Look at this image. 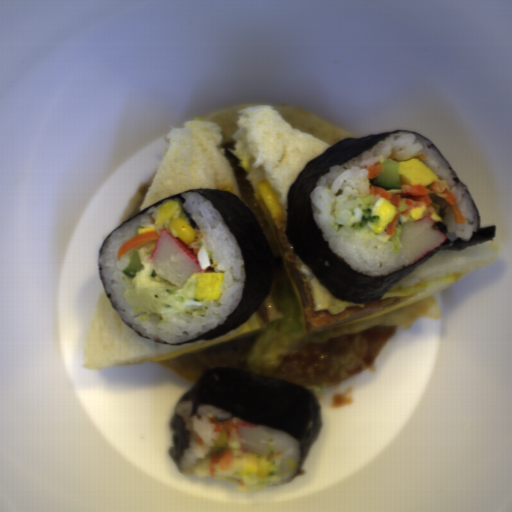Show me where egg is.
Masks as SVG:
<instances>
[{"label":"egg","instance_id":"1","mask_svg":"<svg viewBox=\"0 0 512 512\" xmlns=\"http://www.w3.org/2000/svg\"><path fill=\"white\" fill-rule=\"evenodd\" d=\"M241 162L276 233L293 251L286 228L287 209L281 205L271 181L262 169L254 168L255 160L242 157Z\"/></svg>","mask_w":512,"mask_h":512},{"label":"egg","instance_id":"2","mask_svg":"<svg viewBox=\"0 0 512 512\" xmlns=\"http://www.w3.org/2000/svg\"><path fill=\"white\" fill-rule=\"evenodd\" d=\"M463 274L464 273H461V274H457V275H453V276H449V277H445V278H441V279H437V280H433V281H428V282H424V283H419V284H415V285H410V286H406V287H395L394 286L389 291H387L381 299L388 297V296L405 295V294H412V293H417V294H415L411 298H409L405 301H402L396 305H393V306L385 308L383 310L360 317L358 319L346 322V323L338 325V326H348V325H352L355 323H359V322H363L366 320L381 317V316H384L391 312H394L396 310H399V309H402L409 305H412L414 303L434 297L438 293L444 291L445 289L449 288L453 284L460 281Z\"/></svg>","mask_w":512,"mask_h":512},{"label":"egg","instance_id":"3","mask_svg":"<svg viewBox=\"0 0 512 512\" xmlns=\"http://www.w3.org/2000/svg\"><path fill=\"white\" fill-rule=\"evenodd\" d=\"M296 262L298 264L301 275L310 291L315 310L333 316L344 312L349 307H360L370 303H351L337 300L318 281L310 269L301 262L298 256L296 258Z\"/></svg>","mask_w":512,"mask_h":512},{"label":"egg","instance_id":"4","mask_svg":"<svg viewBox=\"0 0 512 512\" xmlns=\"http://www.w3.org/2000/svg\"><path fill=\"white\" fill-rule=\"evenodd\" d=\"M260 326L256 313L244 324L237 327L228 334L216 338L214 340H201L192 343L191 345L178 349L172 352L161 354L155 357L148 358L152 363H161L170 360H175L187 355H191L218 345H222L231 341H234L254 330H257Z\"/></svg>","mask_w":512,"mask_h":512},{"label":"egg","instance_id":"5","mask_svg":"<svg viewBox=\"0 0 512 512\" xmlns=\"http://www.w3.org/2000/svg\"><path fill=\"white\" fill-rule=\"evenodd\" d=\"M399 163V176L407 184L428 187L441 180L425 163L417 158Z\"/></svg>","mask_w":512,"mask_h":512},{"label":"egg","instance_id":"6","mask_svg":"<svg viewBox=\"0 0 512 512\" xmlns=\"http://www.w3.org/2000/svg\"><path fill=\"white\" fill-rule=\"evenodd\" d=\"M225 272L198 273L193 299L199 301H216L222 295Z\"/></svg>","mask_w":512,"mask_h":512},{"label":"egg","instance_id":"7","mask_svg":"<svg viewBox=\"0 0 512 512\" xmlns=\"http://www.w3.org/2000/svg\"><path fill=\"white\" fill-rule=\"evenodd\" d=\"M182 215V206L180 202L175 200H168L164 204H162L155 217L152 226L147 228L137 229V235L146 232H157L160 235L161 230L167 229L170 231L169 227L174 218L181 217ZM171 232V231H170Z\"/></svg>","mask_w":512,"mask_h":512},{"label":"egg","instance_id":"8","mask_svg":"<svg viewBox=\"0 0 512 512\" xmlns=\"http://www.w3.org/2000/svg\"><path fill=\"white\" fill-rule=\"evenodd\" d=\"M371 212L372 215H379V220L373 223L368 221L366 225L377 235L387 229L396 217L398 210L393 203L382 197L374 203Z\"/></svg>","mask_w":512,"mask_h":512},{"label":"egg","instance_id":"9","mask_svg":"<svg viewBox=\"0 0 512 512\" xmlns=\"http://www.w3.org/2000/svg\"><path fill=\"white\" fill-rule=\"evenodd\" d=\"M425 208V204L423 203L420 205L419 208H412L410 211V216L414 220H419L420 218H422Z\"/></svg>","mask_w":512,"mask_h":512}]
</instances>
